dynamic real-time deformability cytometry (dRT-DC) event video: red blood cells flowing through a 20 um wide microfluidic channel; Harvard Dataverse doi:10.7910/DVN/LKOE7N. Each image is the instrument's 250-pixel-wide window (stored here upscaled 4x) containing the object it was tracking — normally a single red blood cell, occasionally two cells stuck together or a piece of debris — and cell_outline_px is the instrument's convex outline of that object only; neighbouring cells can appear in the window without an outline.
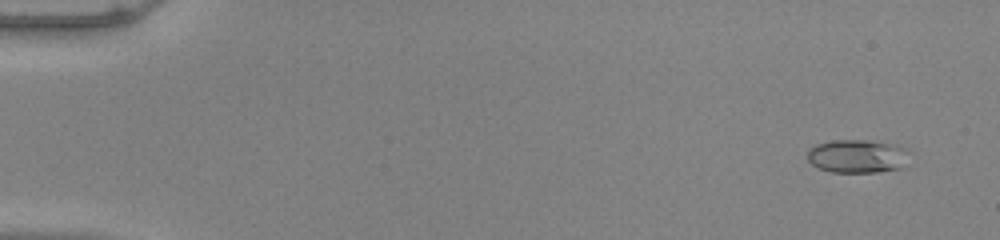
{"species": "common noctule bat (a hibernating species)", "species_latin": "Nyctalus noctula", "temperature_condition": "warm", "stored_images_in_passage": 53, "camera_frame_rate_fps": 3000, "um_per_image_px": 0.085, "animal": {"sex": "male", "body_mass_g": 20.0, "forearm_length_mm": 53.3}, "frame": {"image": 1, "passage_image": 4, "time_ms": 1.0, "image_size_px": [1000, 240], "cell_outline_px": [[912, 152], [900, 168], [876, 172], [832, 172], [820, 168], [812, 164], [808, 160], [808, 152], [816, 144], [832, 140], [868, 140], [900, 144], [908, 148]], "centroid_in_image_um": [72.95, 13.25], "position_along_channel_um": 12.1, "area_um2": 20.06}}
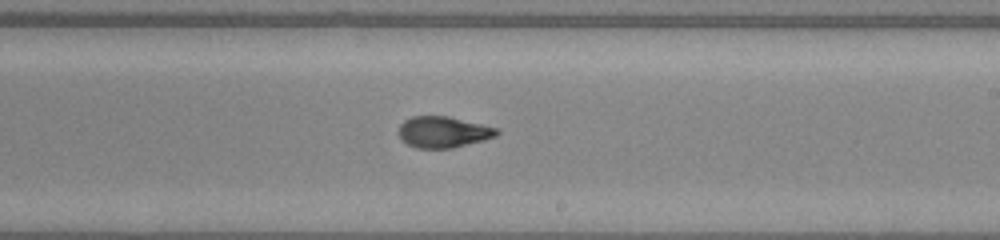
{"frame": {"image": 2, "passage_image": 33, "time_ms": 10.667, "image_size_px": [1000, 240], "cell_outline_px": [[500, 132], [496, 136], [484, 140], [452, 148], [416, 148], [400, 140], [396, 132], [400, 124], [404, 120], [412, 116], [448, 116], [496, 128]], "centroid_in_image_um": [37.61, 11.22], "position_along_channel_um": 251.4, "area_um2": 17.92}}
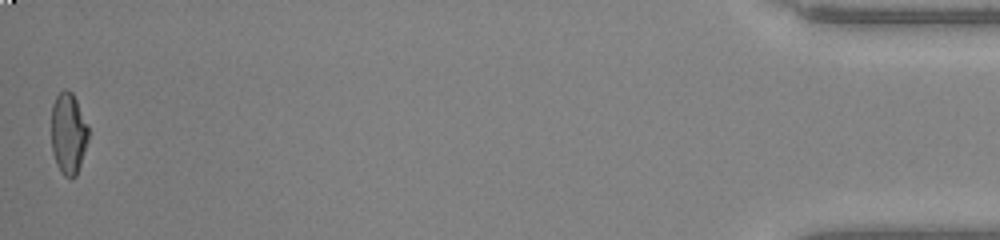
{"frame": {"image": 3, "passage_image": 53, "time_ms": 17.333, "image_size_px": [1000, 240], "cell_outline_px": [[88, 140], [76, 176], [72, 180], [64, 176], [60, 172], [56, 164], [52, 152], [52, 104], [56, 96], [64, 88], [72, 92], [88, 124]], "centroid_in_image_um": [5.81, 11.36], "position_along_channel_um": 429.4, "area_um2": 17.69}, "authors_computed_cell_mechanics": {"area_um2": 18.0914, "velocity_mm_per_s": 3.9999, "shape_relaxation_time_tau1_ms": 9.5826, "shape_relaxation_time_tau2_ms": 0.9068, "deformation_change_tau1": 0.3332, "deformation_change_tau2": 0.0702}}